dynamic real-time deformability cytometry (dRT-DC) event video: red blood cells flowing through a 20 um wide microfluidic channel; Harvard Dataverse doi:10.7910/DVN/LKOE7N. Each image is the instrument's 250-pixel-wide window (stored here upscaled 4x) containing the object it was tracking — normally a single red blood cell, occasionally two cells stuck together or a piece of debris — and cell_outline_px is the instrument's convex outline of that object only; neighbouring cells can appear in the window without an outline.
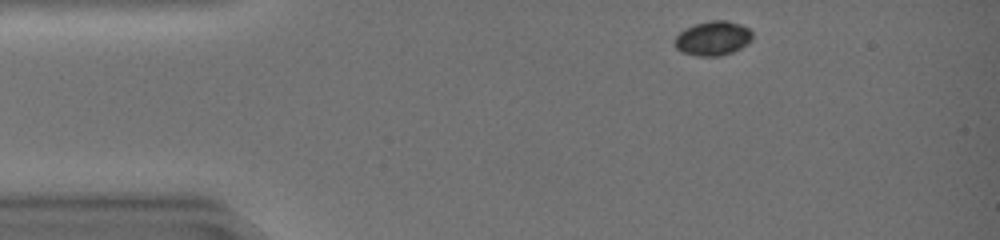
{"species": "common noctule bat (a hibernating species)", "species_latin": "Nyctalus noctula", "temperature_condition": "warm", "stored_images_in_passage": 39, "camera_frame_rate_fps": 3000, "um_per_image_px": 0.085, "animal": {"sex": "female", "body_mass_g": 19.0, "forearm_length_mm": 51.5}, "frame": {"image": 1, "passage_image": 2, "time_ms": 0.333, "image_size_px": [1000, 240], "cell_outline_px": [[752, 40], [748, 44], [732, 52], [720, 56], [700, 56], [680, 52], [672, 44], [676, 36], [684, 28], [696, 24], [712, 20], [728, 20], [740, 24], [748, 28], [752, 32]], "centroid_in_image_um": [60.58, 3.26], "position_along_channel_um": 24.4, "area_um2": 15.72}}
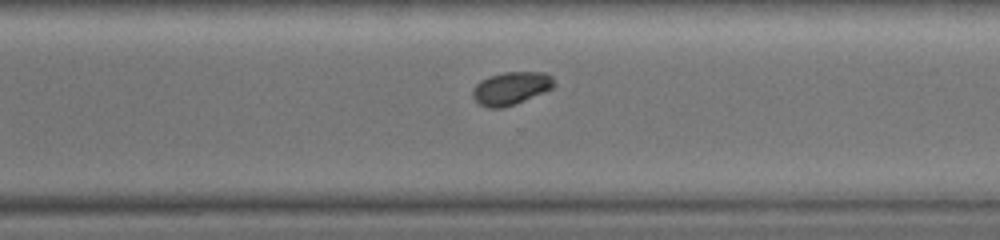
{"frame": {"image": 2, "passage_image": 28, "time_ms": 9.0, "image_size_px": [1000, 240], "cell_outline_px": [[556, 84], [552, 88], [544, 92], [504, 108], [488, 108], [480, 104], [472, 96], [472, 88], [480, 80], [488, 76], [504, 72], [544, 72], [552, 76]], "centroid_in_image_um": [43.42, 7.49], "position_along_channel_um": 327.2, "area_um2": 15.66}}
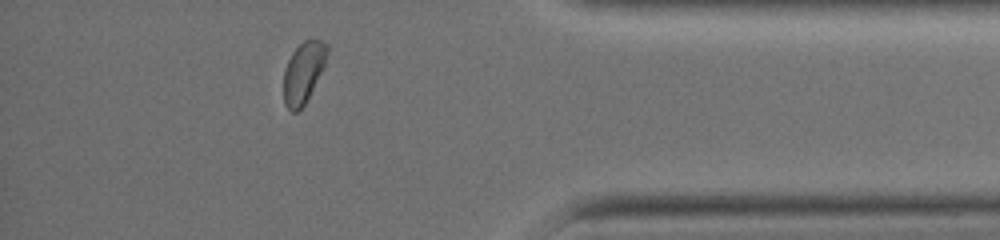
{"frame": {"image": 3, "passage_image": 35, "time_ms": 11.333, "image_size_px": [1000, 240], "cell_outline_px": [[328, 52], [324, 64], [304, 104], [296, 112], [292, 112], [284, 104], [284, 68], [292, 52], [304, 40], [320, 40], [328, 44]], "centroid_in_image_um": [25.76, 6.13], "position_along_channel_um": 409.4, "area_um2": 15.03}, "authors_computed_cell_mechanics": {"area_um2": 16.0684, "velocity_mm_per_s": 4.2395, "shape_relaxation_time_tau1_ms": 3.4438, "shape_relaxation_time_tau2_ms": null, "deformation_change_tau1": 0.1519, "deformation_change_tau2": null}}